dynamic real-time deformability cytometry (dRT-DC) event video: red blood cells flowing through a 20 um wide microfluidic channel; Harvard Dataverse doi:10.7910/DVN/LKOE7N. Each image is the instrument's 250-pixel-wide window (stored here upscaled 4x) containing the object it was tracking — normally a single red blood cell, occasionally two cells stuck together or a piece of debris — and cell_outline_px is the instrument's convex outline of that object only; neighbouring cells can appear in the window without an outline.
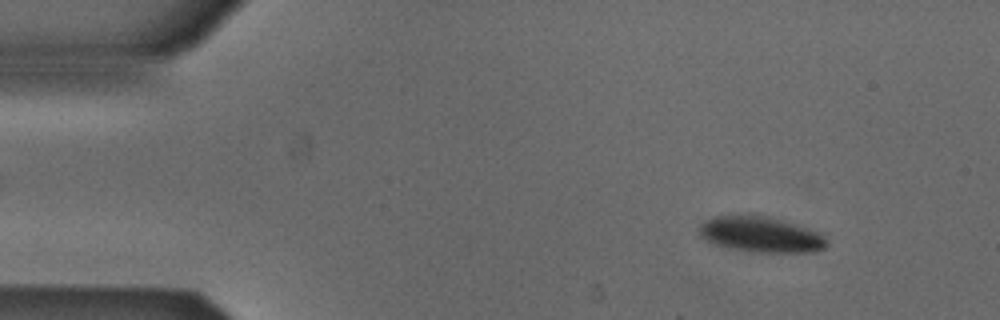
{"species": "Egyptian fruit bat (a non-hibernating species)", "species_latin": "Rousettus aegyptiacus", "temperature_condition": "cold", "stored_images_in_passage": 13, "camera_frame_rate_fps": 3000, "um_per_image_px": 0.085, "animal": {"sex": "male"}, "frame": {"image": 1, "passage_image": 5, "time_ms": 1.333, "image_size_px": [1000, 320], "cell_outline_px": [[828, 244], [824, 248], [812, 252], [760, 252], [732, 248], [716, 244], [700, 236], [700, 224], [712, 216], [748, 212], [768, 216], [824, 232]], "centroid_in_image_um": [64.71, 19.88], "position_along_channel_um": 20.3, "area_um2": 27.05}}